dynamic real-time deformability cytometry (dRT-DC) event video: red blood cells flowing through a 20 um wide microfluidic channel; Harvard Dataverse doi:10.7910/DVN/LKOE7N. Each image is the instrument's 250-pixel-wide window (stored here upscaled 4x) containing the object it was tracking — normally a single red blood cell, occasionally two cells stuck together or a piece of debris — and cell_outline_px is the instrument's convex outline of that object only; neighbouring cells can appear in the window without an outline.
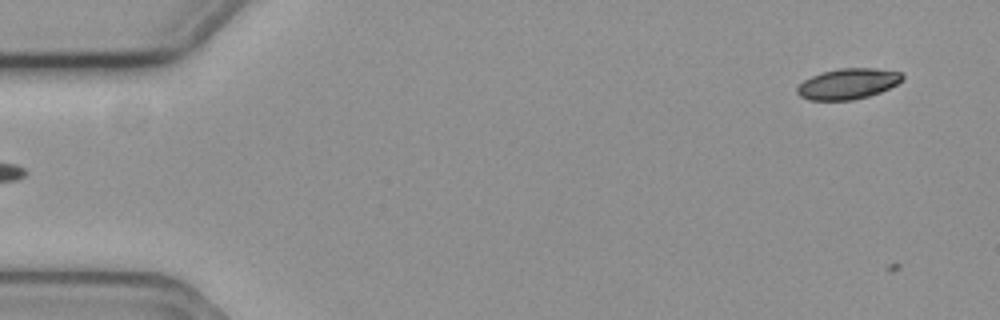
{"species": "common noctule bat (a hibernating species)", "species_latin": "Nyctalus noctula", "temperature_condition": "cold", "stored_images_in_passage": 4, "camera_frame_rate_fps": 3000, "um_per_image_px": 0.085, "animal": {"sex": "female", "body_mass_g": 19.3, "forearm_length_mm": 54.1}, "frame": {"image": 1, "passage_image": 1, "time_ms": 0.0, "image_size_px": [1000, 320], "cell_outline_px": [[904, 80], [880, 92], [868, 96], [852, 100], [808, 100], [800, 96], [796, 92], [796, 88], [804, 80], [812, 76], [824, 72], [840, 68], [876, 68], [900, 72], [904, 76]], "centroid_in_image_um": [72.08, 7.12], "position_along_channel_um": 12.9, "area_um2": 18.73}}